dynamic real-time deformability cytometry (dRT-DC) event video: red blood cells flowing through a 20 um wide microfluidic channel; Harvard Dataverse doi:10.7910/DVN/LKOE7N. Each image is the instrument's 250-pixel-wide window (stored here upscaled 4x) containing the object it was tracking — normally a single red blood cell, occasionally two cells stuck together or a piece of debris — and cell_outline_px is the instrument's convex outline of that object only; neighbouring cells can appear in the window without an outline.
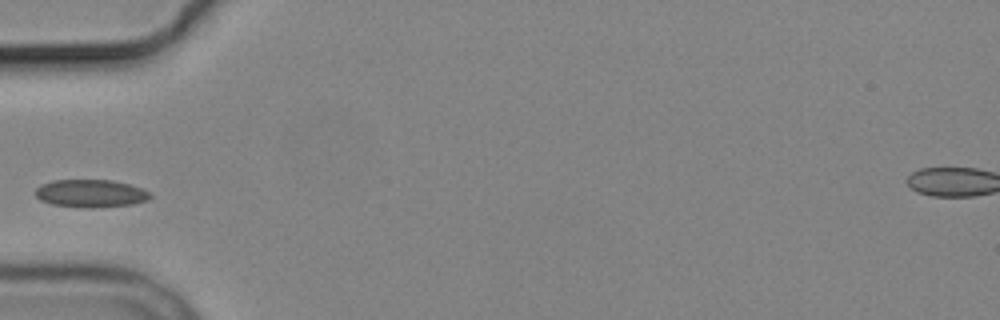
{"species": "common noctule bat (a hibernating species)", "species_latin": "Nyctalus noctula", "temperature_condition": "cold", "stored_images_in_passage": 2, "camera_frame_rate_fps": 3000, "um_per_image_px": 0.085, "animal": {"sex": "male", "body_mass_g": 19.2, "forearm_length_mm": 51.8}, "frame": {"image": 1, "passage_image": 1, "time_ms": 0.0, "image_size_px": [1000, 320], "cell_outline_px": [[152, 196], [148, 200], [132, 204], [96, 208], [88, 208], [52, 204], [40, 200], [32, 192], [40, 184], [52, 180], [112, 180], [128, 184], [140, 188], [148, 192]], "centroid_in_image_um": [7.66, 16.44], "position_along_channel_um": 77.3, "area_um2": 18.67}}
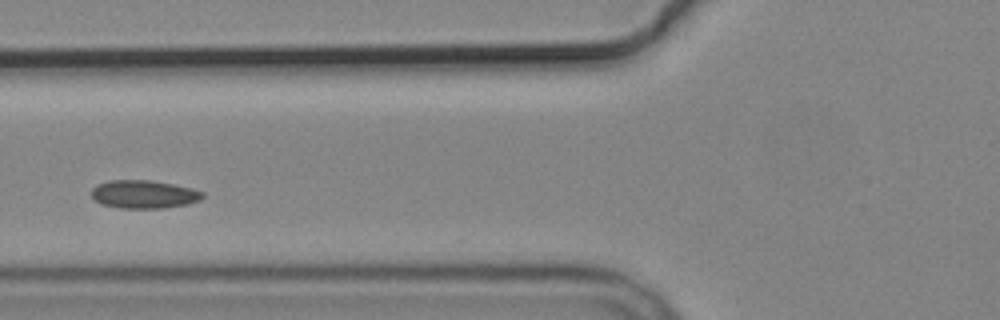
{"frame": {"image": 2, "passage_image": 2, "time_ms": 1.0, "image_size_px": [1000, 320], "cell_outline_px": [[204, 196], [200, 200], [188, 204], [164, 208], [120, 208], [100, 204], [92, 196], [92, 188], [96, 184], [108, 180], [152, 180], [192, 188], [204, 192]], "centroid_in_image_um": [12.23, 16.51], "position_along_channel_um": 113.6, "area_um2": 18.38}}